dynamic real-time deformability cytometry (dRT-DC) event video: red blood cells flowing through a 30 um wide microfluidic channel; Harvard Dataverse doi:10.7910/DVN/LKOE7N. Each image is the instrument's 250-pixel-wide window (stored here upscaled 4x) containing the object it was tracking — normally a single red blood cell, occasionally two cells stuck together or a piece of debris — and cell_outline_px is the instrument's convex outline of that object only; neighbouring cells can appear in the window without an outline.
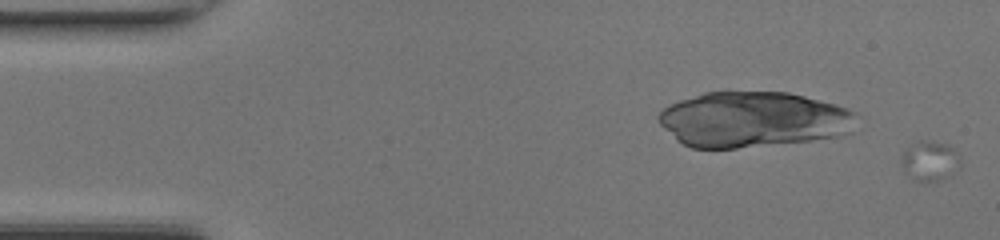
{"species": "common noctule bat (a hibernating species)", "species_latin": "Nyctalus noctula", "temperature_condition": "room temperature", "stored_images_in_passage": 13, "camera_frame_rate_fps": 3000, "um_per_image_px": 0.085, "animal": {"sex": "female", "body_mass_g": 17.0, "forearm_length_mm": 48.0}, "frame": {"image": 1, "passage_image": 1, "time_ms": 0.0, "image_size_px": [1000, 240], "cell_outline_px": [[960, 168], [948, 176], [936, 180], [912, 180], [904, 172], [900, 160], [904, 148], [916, 140], [928, 140], [948, 144], [960, 156]], "centroid_in_image_um": [79.0, 13.64], "position_along_channel_um": 6.0, "area_um2": 13.93}}